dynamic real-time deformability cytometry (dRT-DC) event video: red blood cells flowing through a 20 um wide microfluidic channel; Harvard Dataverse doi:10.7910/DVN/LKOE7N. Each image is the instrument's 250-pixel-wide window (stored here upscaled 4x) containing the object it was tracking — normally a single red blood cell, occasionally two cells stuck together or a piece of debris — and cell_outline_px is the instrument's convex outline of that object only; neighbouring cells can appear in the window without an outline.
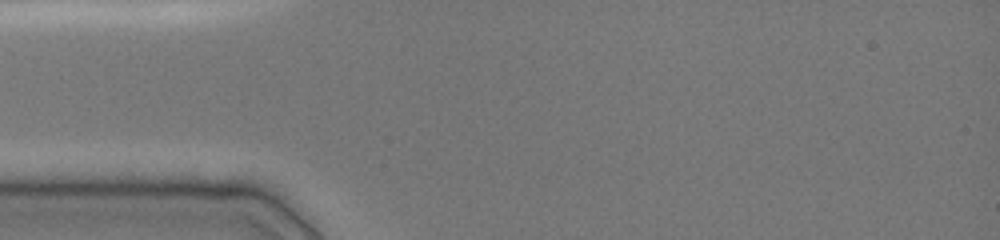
{"species": "common noctule bat (a hibernating species)", "species_latin": "Nyctalus noctula", "temperature_condition": "cold", "stored_images_in_passage": 3, "camera_frame_rate_fps": 3000, "um_per_image_px": 0.085, "animal": {"sex": "female", "body_mass_g": 19.0, "forearm_length_mm": 51.5}, "frame": {"image": 1, "passage_image": 1, "time_ms": 0.0, "image_size_px": [1000, 240], "cell_outline_px": [[220, 192], [212, 196], [204, 196], [112, 192], [68, 188], [88, 180], [188, 180]], "centroid_in_image_um": [12.59, 15.91], "position_along_channel_um": 72.4, "area_um2": 12.25}}